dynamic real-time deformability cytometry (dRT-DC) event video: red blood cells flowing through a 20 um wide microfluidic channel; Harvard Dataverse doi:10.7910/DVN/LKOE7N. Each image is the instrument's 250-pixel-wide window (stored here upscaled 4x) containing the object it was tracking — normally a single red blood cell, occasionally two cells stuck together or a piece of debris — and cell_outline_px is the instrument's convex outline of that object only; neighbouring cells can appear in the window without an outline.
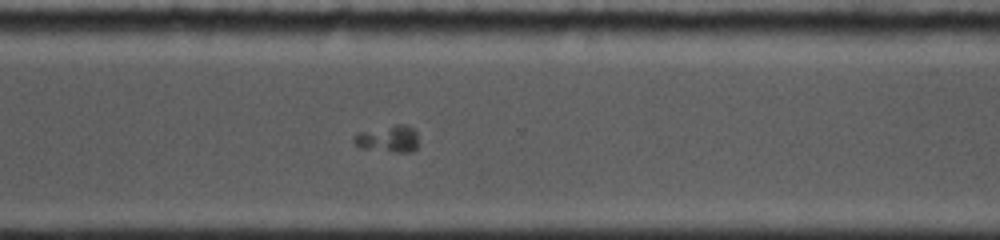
{"species": "common noctule bat (a hibernating species)", "species_latin": "Nyctalus noctula", "temperature_condition": "cold", "stored_images_in_passage": 46, "camera_frame_rate_fps": 5000, "um_per_image_px": 0.085, "animal": {"sex": "female", "body_mass_g": 19.0, "forearm_length_mm": 53.3}, "frame": {"image": 1, "passage_image": 33, "time_ms": 12.4, "image_size_px": [1000, 240], "cell_outline_px": [[416, 148], [412, 152], [392, 152], [360, 148], [352, 140], [352, 136], [360, 132], [396, 124], [404, 124], [412, 128], [416, 132]], "centroid_in_image_um": [32.96, 11.81], "position_along_channel_um": 337.6, "area_um2": 10.06}}